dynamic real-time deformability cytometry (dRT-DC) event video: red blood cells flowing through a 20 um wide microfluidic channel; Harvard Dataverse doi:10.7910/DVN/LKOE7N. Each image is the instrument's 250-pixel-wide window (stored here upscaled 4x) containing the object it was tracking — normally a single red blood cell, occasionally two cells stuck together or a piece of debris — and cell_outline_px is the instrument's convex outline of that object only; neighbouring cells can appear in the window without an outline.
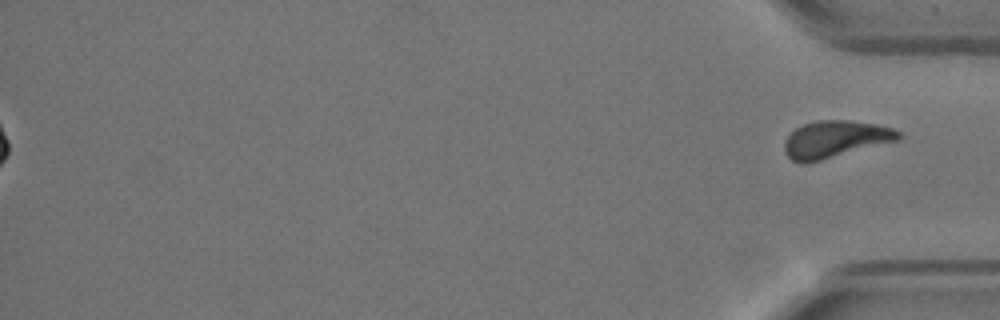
{"species": "Egyptian fruit bat (a non-hibernating species)", "species_latin": "Rousettus aegyptiacus", "temperature_condition": "warm", "stored_images_in_passage": 54, "segment_of_instrument_passage": [2, 2], "camera_frame_rate_fps": 3000, "um_per_image_px": 0.085, "animal": {"sex": "female"}, "frame": {"image": 1, "passage_image": 54, "time_ms": 17.667, "image_size_px": [1000, 320], "cell_outline_px": [[900, 140], [804, 164], [800, 164], [792, 160], [784, 152], [784, 140], [796, 128], [804, 124], [816, 120], [848, 120], [876, 124], [892, 128], [900, 132]], "centroid_in_image_um": [70.97, 11.83], "position_along_channel_um": 364.2, "area_um2": 24.57}}